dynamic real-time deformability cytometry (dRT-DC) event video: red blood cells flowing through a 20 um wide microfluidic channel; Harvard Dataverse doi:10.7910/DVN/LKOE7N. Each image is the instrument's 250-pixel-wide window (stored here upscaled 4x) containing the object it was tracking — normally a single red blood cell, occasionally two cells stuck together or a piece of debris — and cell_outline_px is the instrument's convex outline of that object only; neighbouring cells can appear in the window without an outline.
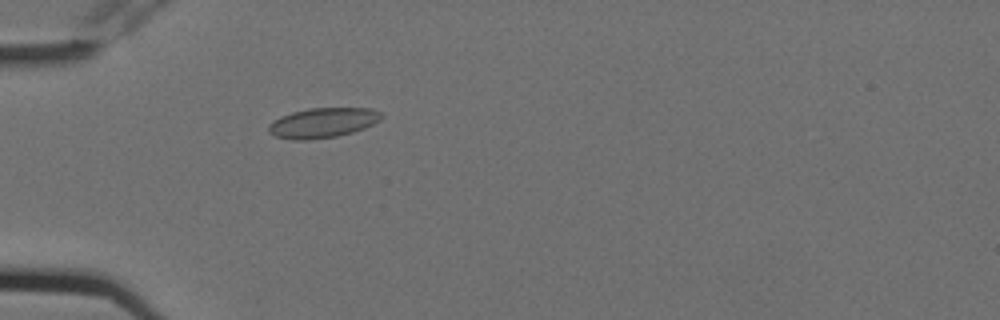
{"species": "Egyptian fruit bat (a non-hibernating species)", "species_latin": "Rousettus aegyptiacus", "temperature_condition": "cold", "stored_images_in_passage": 6, "camera_frame_rate_fps": 3000, "um_per_image_px": 0.085, "animal": {"sex": "female"}, "frame": {"image": 1, "passage_image": 6, "time_ms": 1.667, "image_size_px": [1000, 320], "cell_outline_px": [[384, 116], [380, 120], [364, 128], [352, 132], [336, 136], [308, 140], [292, 140], [276, 136], [268, 132], [268, 124], [272, 120], [280, 116], [292, 112], [308, 108], [372, 108], [380, 112]], "centroid_in_image_um": [27.41, 10.43], "position_along_channel_um": 57.6, "area_um2": 19.77}}